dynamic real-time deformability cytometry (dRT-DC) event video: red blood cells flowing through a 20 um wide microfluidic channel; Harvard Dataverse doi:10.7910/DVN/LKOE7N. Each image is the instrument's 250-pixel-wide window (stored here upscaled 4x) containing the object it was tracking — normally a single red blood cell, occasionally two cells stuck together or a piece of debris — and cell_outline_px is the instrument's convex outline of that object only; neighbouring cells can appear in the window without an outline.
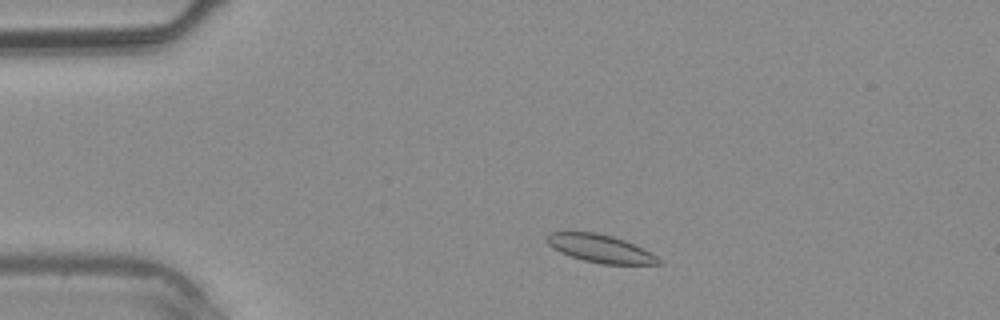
{"species": "common noctule bat (a hibernating species)", "species_latin": "Nyctalus noctula", "temperature_condition": "warm", "stored_images_in_passage": 35, "camera_frame_rate_fps": 3000, "um_per_image_px": 0.085, "animal": {"sex": "male", "body_mass_g": 20.4}, "frame": {"image": 1, "passage_image": 3, "time_ms": 0.667, "image_size_px": [1000, 320], "cell_outline_px": [[660, 264], [600, 264], [584, 260], [560, 252], [552, 248], [548, 244], [544, 236], [548, 232], [596, 232], [612, 236], [624, 240], [644, 248], [656, 256], [660, 260]], "centroid_in_image_um": [50.99, 21.11], "position_along_channel_um": 34.0, "area_um2": 18.15}}
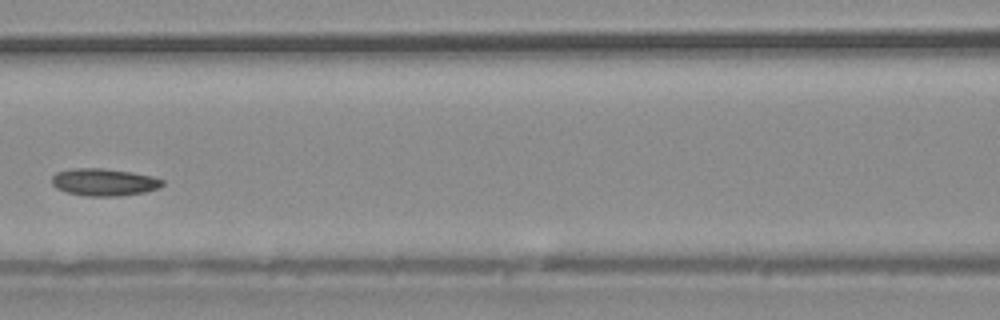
{"frame": {"image": 2, "passage_image": 13, "time_ms": 4.0, "image_size_px": [1000, 320], "cell_outline_px": [[164, 184], [160, 188], [144, 192], [120, 196], [88, 196], [68, 192], [56, 188], [52, 184], [52, 176], [56, 172], [72, 168], [104, 168], [132, 172], [152, 176], [164, 180]], "centroid_in_image_um": [8.86, 15.47], "position_along_channel_um": 157.7, "area_um2": 17.69}}
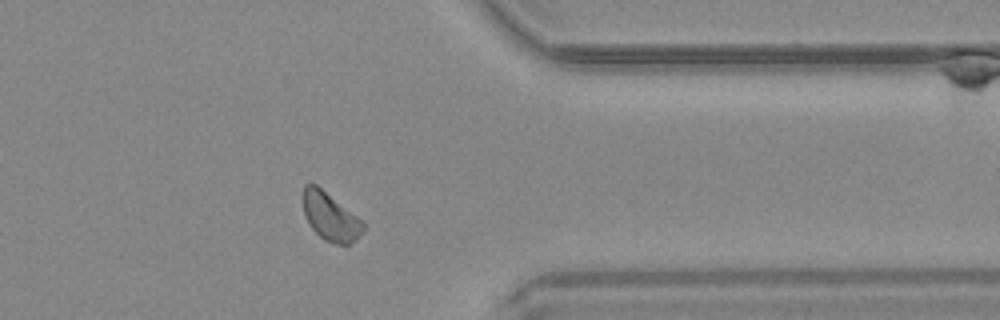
{"frame": {"image": 3, "passage_image": 27, "time_ms": 8.667, "image_size_px": [1000, 320], "cell_outline_px": [[364, 228], [348, 244], [336, 244], [324, 240], [308, 224], [304, 212], [304, 184], [316, 184], [356, 216], [364, 224]], "centroid_in_image_um": [28.03, 18.41], "position_along_channel_um": 383.4, "area_um2": 16.07}}